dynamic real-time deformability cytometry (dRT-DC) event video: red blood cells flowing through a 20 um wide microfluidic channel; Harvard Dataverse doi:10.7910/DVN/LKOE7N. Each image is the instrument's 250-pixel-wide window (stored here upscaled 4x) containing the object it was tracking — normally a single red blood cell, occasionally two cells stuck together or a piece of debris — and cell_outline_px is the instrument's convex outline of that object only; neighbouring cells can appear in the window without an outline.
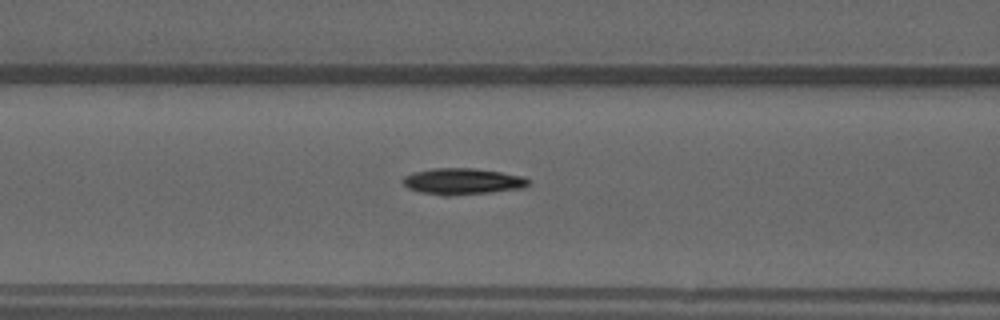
{"species": "common noctule bat (a hibernating species)", "species_latin": "Nyctalus noctula", "temperature_condition": "warm", "stored_images_in_passage": 20, "camera_frame_rate_fps": 3000, "um_per_image_px": 0.085, "animal": {"sex": "male", "forearm_length_mm": 52.5}, "frame": {"image": 1, "passage_image": 20, "time_ms": 6.333, "image_size_px": [1000, 320], "cell_outline_px": [[528, 184], [524, 188], [488, 192], [448, 196], [444, 196], [420, 192], [408, 188], [400, 180], [404, 176], [412, 172], [432, 168], [472, 168], [500, 172], [524, 176], [528, 180]], "centroid_in_image_um": [39.26, 15.41], "position_along_channel_um": 127.3, "area_um2": 19.25}}